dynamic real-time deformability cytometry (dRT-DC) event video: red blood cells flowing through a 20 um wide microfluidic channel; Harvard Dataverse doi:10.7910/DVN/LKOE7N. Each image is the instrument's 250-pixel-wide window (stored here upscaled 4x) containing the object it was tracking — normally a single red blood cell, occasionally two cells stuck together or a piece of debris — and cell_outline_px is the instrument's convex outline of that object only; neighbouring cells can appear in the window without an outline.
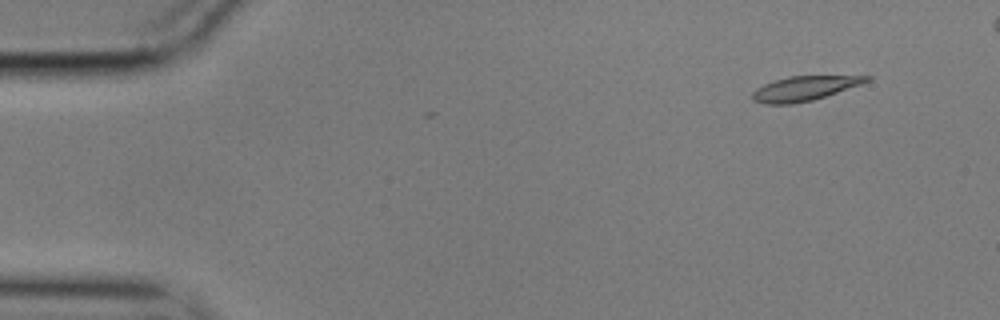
{"species": "common noctule bat (a hibernating species)", "species_latin": "Nyctalus noctula", "temperature_condition": "cold", "stored_images_in_passage": 5, "camera_frame_rate_fps": 3000, "um_per_image_px": 0.085, "animal": {"sex": "male", "body_mass_g": 17.9}, "frame": {"image": 1, "passage_image": 5, "time_ms": 1.333, "image_size_px": [1000, 320], "cell_outline_px": [[872, 80], [812, 100], [792, 104], [764, 104], [752, 100], [752, 92], [756, 88], [764, 84], [788, 76], [872, 76]], "centroid_in_image_um": [68.32, 7.52], "position_along_channel_um": 16.7, "area_um2": 16.07}}